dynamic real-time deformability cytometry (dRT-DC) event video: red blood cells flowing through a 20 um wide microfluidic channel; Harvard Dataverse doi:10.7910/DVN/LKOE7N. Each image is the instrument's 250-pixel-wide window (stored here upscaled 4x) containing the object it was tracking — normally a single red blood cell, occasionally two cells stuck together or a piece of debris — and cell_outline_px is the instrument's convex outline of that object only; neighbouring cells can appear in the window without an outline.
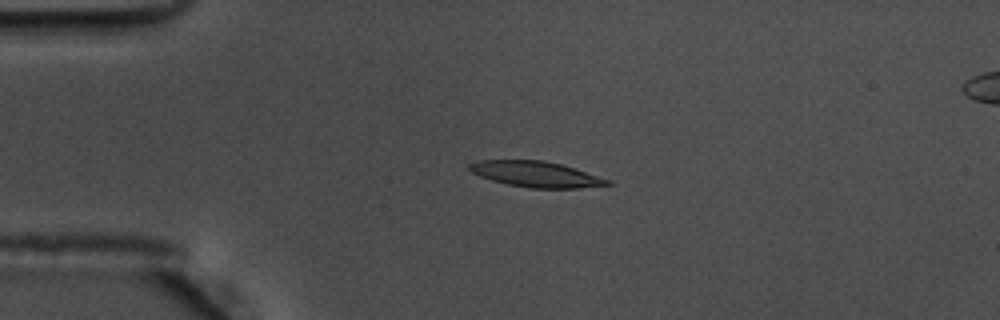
{"species": "common noctule bat (a hibernating species)", "species_latin": "Nyctalus noctula", "temperature_condition": "warm", "stored_images_in_passage": 44, "camera_frame_rate_fps": 3000, "um_per_image_px": 0.085, "animal": {"sex": "male", "body_mass_g": 17.5, "forearm_length_mm": 52.3}, "frame": {"image": 1, "passage_image": 1, "time_ms": 0.0, "image_size_px": [1000, 320], "cell_outline_px": [[612, 184], [580, 188], [532, 188], [508, 184], [492, 180], [480, 176], [472, 172], [468, 168], [468, 164], [480, 160], [544, 160], [560, 164], [612, 180]], "centroid_in_image_um": [45.56, 14.8], "position_along_channel_um": 39.4, "area_um2": 20.52}}
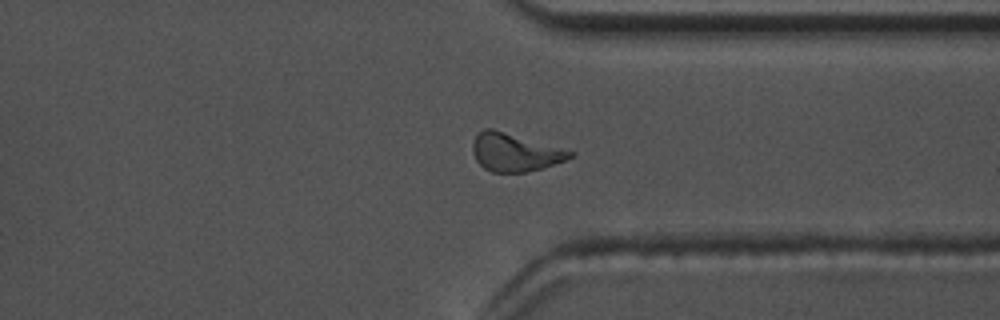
{"frame": {"image": 2, "passage_image": 31, "time_ms": 10.0, "image_size_px": [1000, 320], "cell_outline_px": [[576, 156], [540, 168], [524, 172], [492, 172], [484, 168], [476, 160], [472, 152], [472, 144], [476, 136], [484, 128], [492, 128], [576, 152]], "centroid_in_image_um": [43.75, 12.94], "position_along_channel_um": 367.7, "area_um2": 21.33}}
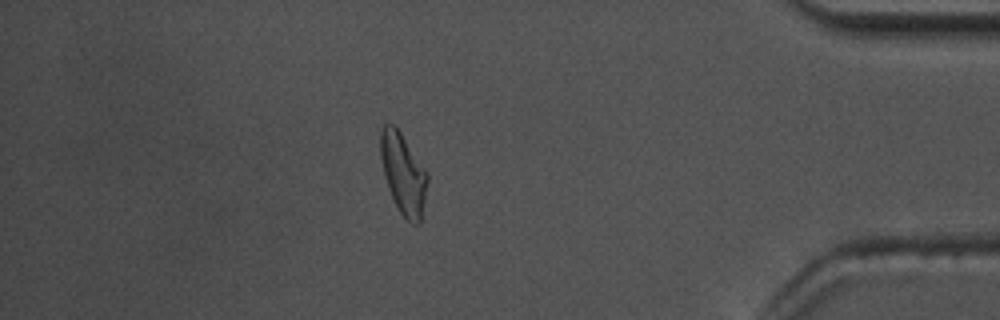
{"frame": {"image": 3, "passage_image": 37, "time_ms": 12.0, "image_size_px": [1000, 320], "cell_outline_px": [[428, 180], [420, 220], [416, 224], [412, 224], [400, 212], [392, 196], [384, 172], [380, 156], [380, 132], [384, 124], [392, 124], [400, 132], [428, 172]], "centroid_in_image_um": [34.28, 14.72], "position_along_channel_um": 400.9, "area_um2": 21.5}, "authors_computed_cell_mechanics": {"area_um2": 20.8658, "velocity_mm_per_s": 3.5961, "shape_relaxation_time_tau1_ms": 4.3996, "shape_relaxation_time_tau2_ms": 5.8866, "deformation_change_tau1": 0.1672, "deformation_change_tau2": 0.1217}}